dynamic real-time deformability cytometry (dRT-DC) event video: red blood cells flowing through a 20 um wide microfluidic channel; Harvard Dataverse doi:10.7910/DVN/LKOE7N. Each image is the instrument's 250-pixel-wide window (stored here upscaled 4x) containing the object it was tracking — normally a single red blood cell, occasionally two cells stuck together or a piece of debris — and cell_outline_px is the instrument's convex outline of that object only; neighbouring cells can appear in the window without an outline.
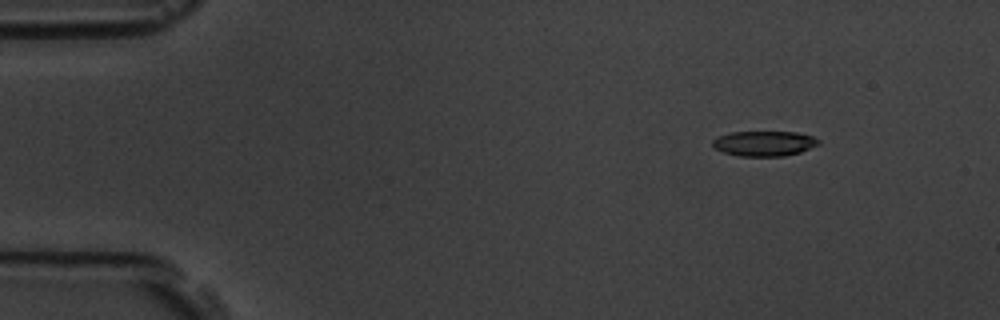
{"species": "common noctule bat (a hibernating species)", "species_latin": "Nyctalus noctula", "temperature_condition": "room temperature", "stored_images_in_passage": 5, "camera_frame_rate_fps": 3000, "um_per_image_px": 0.085, "animal": {"sex": "male", "body_mass_g": 19.5, "forearm_length_mm": 54.6}, "frame": {"image": 1, "passage_image": 2, "time_ms": 1.0, "image_size_px": [1000, 320], "cell_outline_px": [[820, 144], [800, 152], [784, 156], [740, 156], [724, 152], [716, 148], [712, 144], [712, 140], [720, 136], [732, 132], [796, 132], [812, 136], [820, 140]], "centroid_in_image_um": [64.99, 12.19], "position_along_channel_um": 20.0, "area_um2": 15.37}}
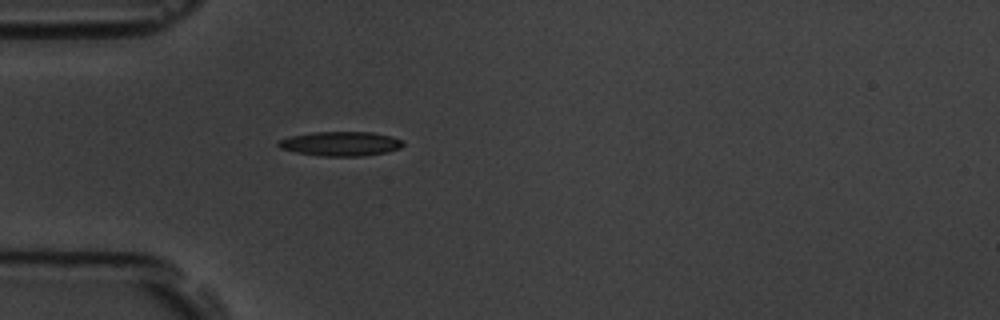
{"frame": {"image": 2, "passage_image": 5, "time_ms": 4.333, "image_size_px": [1000, 320], "cell_outline_px": [[404, 144], [400, 148], [388, 152], [364, 156], [320, 156], [296, 152], [280, 148], [276, 144], [276, 140], [288, 136], [312, 132], [372, 132], [392, 136], [404, 140]], "centroid_in_image_um": [28.94, 12.21], "position_along_channel_um": 56.1, "area_um2": 18.03}}